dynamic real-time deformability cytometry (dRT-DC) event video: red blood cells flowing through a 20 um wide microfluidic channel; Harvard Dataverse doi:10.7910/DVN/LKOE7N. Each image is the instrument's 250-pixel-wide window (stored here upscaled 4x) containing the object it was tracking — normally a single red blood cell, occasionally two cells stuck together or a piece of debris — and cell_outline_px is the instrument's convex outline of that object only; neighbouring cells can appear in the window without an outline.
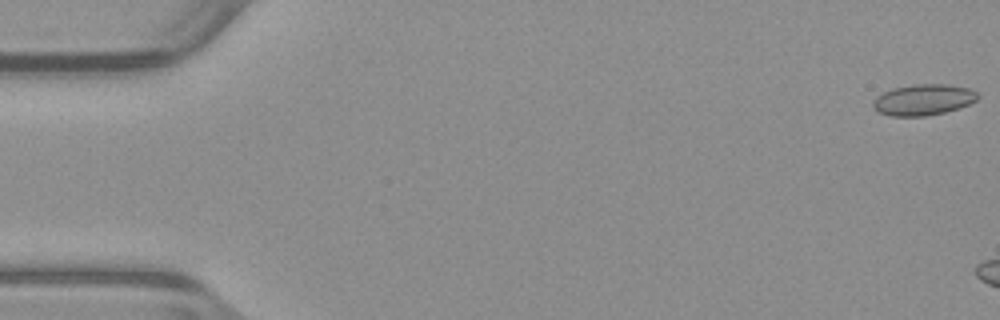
{"species": "common noctule bat (a hibernating species)", "species_latin": "Nyctalus noctula", "temperature_condition": "warm", "stored_images_in_passage": 5, "camera_frame_rate_fps": 3000, "um_per_image_px": 0.085, "animal": {"sex": "male", "body_mass_g": 23.1, "forearm_length_mm": 52.7}, "frame": {"image": 1, "passage_image": 1, "time_ms": 0.0, "image_size_px": [1000, 320], "cell_outline_px": [[980, 96], [976, 100], [960, 108], [944, 112], [924, 116], [892, 116], [876, 112], [872, 104], [872, 100], [876, 96], [892, 88], [912, 84], [948, 84], [968, 88], [976, 92]], "centroid_in_image_um": [78.45, 8.47], "position_along_channel_um": 6.6, "area_um2": 19.07}}